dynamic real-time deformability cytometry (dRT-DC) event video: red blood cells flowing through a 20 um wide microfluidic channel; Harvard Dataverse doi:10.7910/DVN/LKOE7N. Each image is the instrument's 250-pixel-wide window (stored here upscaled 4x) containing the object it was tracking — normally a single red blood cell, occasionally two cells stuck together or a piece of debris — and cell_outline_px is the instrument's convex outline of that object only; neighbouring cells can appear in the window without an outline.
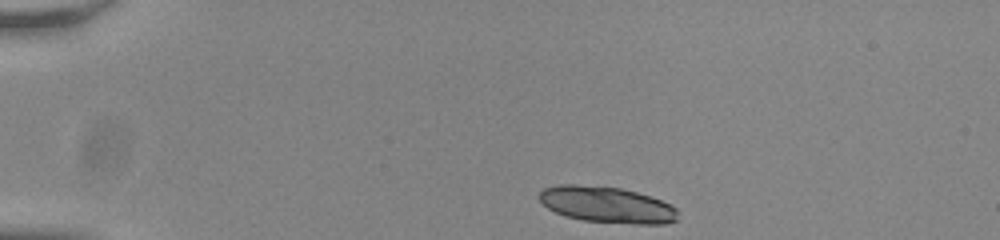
{"species": "common noctule bat (a hibernating species)", "species_latin": "Nyctalus noctula", "temperature_condition": "room temperature", "stored_images_in_passage": 14, "camera_frame_rate_fps": 3000, "um_per_image_px": 0.085, "animal": {"sex": "male", "body_mass_g": 20.0, "forearm_length_mm": 53.3}, "frame": {"image": 1, "passage_image": 1, "time_ms": 0.0, "image_size_px": [1000, 240], "cell_outline_px": [[676, 220], [664, 224], [636, 224], [584, 220], [568, 216], [556, 212], [548, 208], [540, 200], [540, 192], [544, 188], [556, 184], [576, 184], [620, 188], [636, 192], [660, 200], [676, 208]], "centroid_in_image_um": [51.56, 17.39], "position_along_channel_um": 33.4, "area_um2": 28.78}}